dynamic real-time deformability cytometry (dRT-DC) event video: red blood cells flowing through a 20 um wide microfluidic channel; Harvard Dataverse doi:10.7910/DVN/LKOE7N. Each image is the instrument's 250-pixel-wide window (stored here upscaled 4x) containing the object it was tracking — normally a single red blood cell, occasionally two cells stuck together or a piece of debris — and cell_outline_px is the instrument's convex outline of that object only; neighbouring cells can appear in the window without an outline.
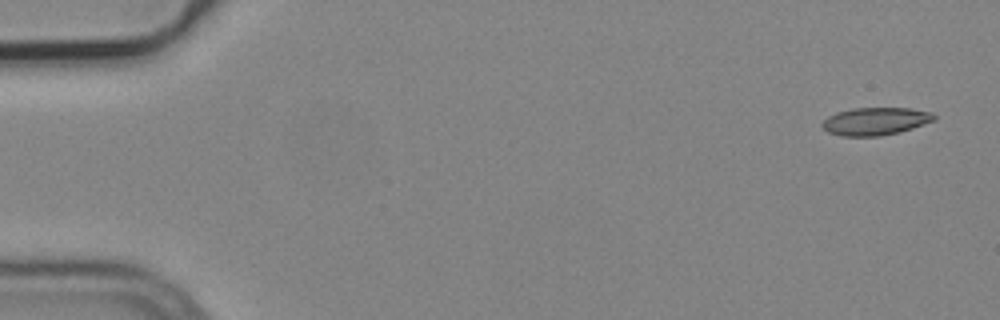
{"species": "common noctule bat (a hibernating species)", "species_latin": "Nyctalus noctula", "temperature_condition": "cold", "stored_images_in_passage": 6, "segment_of_instrument_passage": [2, 2], "camera_frame_rate_fps": 3000, "um_per_image_px": 0.085, "animal": {"sex": "male", "body_mass_g": 19.2, "forearm_length_mm": 51.8}, "frame": {"image": 1, "passage_image": 6, "time_ms": 1.667, "image_size_px": [1000, 320], "cell_outline_px": [[936, 120], [900, 132], [880, 136], [840, 136], [828, 132], [820, 124], [828, 116], [836, 112], [852, 108], [912, 108], [932, 112], [936, 116]], "centroid_in_image_um": [74.42, 10.3], "position_along_channel_um": 10.6, "area_um2": 18.21}}